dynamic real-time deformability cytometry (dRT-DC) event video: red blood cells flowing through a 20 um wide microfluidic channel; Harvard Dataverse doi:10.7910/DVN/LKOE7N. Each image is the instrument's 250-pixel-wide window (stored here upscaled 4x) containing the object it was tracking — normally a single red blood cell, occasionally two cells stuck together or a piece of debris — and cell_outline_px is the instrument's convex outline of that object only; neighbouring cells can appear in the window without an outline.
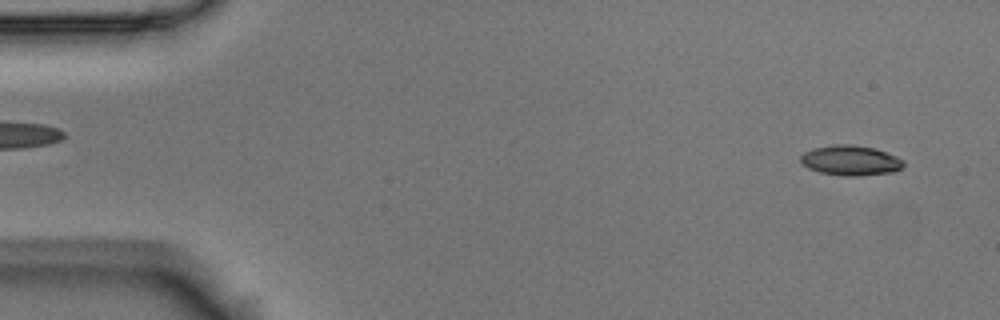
{"species": "Egyptian fruit bat (a non-hibernating species)", "species_latin": "Rousettus aegyptiacus", "temperature_condition": "room temperature", "stored_images_in_passage": 5, "segment_of_instrument_passage": [2, 2], "camera_frame_rate_fps": 3000, "um_per_image_px": 0.085, "animal": {"sex": "male"}, "frame": {"image": 1, "passage_image": 5, "time_ms": 1.333, "image_size_px": [1000, 320], "cell_outline_px": [[904, 164], [900, 168], [892, 172], [860, 176], [848, 176], [820, 172], [808, 168], [800, 160], [800, 156], [804, 152], [812, 148], [836, 144], [848, 144], [876, 148], [896, 156], [904, 160]], "centroid_in_image_um": [72.3, 13.63], "position_along_channel_um": 12.7, "area_um2": 17.98}}